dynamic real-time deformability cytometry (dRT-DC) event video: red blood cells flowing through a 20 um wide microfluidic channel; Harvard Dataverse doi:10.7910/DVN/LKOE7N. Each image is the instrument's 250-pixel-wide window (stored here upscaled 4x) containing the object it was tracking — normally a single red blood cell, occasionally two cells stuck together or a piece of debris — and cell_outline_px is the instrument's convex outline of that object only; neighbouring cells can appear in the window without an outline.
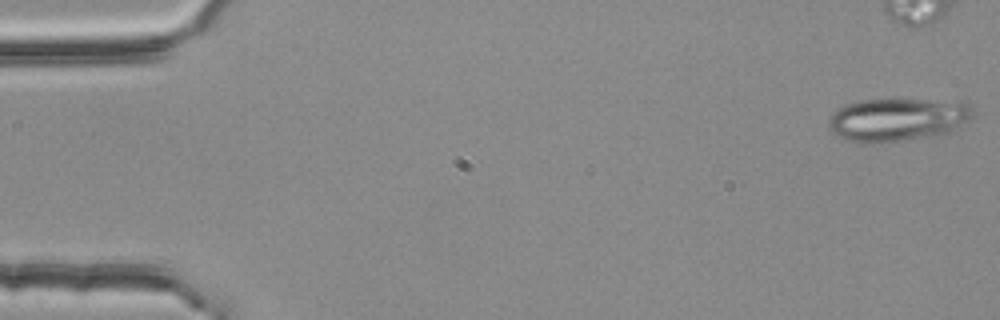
{"species": "common noctule bat (a hibernating species)", "species_latin": "Nyctalus noctula", "temperature_condition": "room temperature", "stored_images_in_passage": 43, "camera_frame_rate_fps": 3000, "um_per_image_px": 0.085, "animal": {"sex": "female", "body_mass_g": 25.1}, "frame": {"image": 1, "passage_image": 1, "time_ms": 0.0, "image_size_px": [1000, 320], "cell_outline_px": [[972, 116], [968, 120], [952, 132], [928, 136], [872, 144], [848, 140], [832, 132], [828, 128], [828, 120], [832, 112], [848, 104], [864, 100], [964, 100], [968, 104], [972, 112]], "centroid_in_image_um": [76.3, 10.16], "position_along_channel_um": 8.7, "area_um2": 36.01}, "authors_computed_cell_mechanics": {"area_um2": 21.8484, "velocity_mm_per_s": 3.7845, "shape_relaxation_time_tau1_ms": 5.6118, "shape_relaxation_time_tau2_ms": 5.9585, "deformation_change_tau1": 0.1714, "deformation_change_tau2": 0.1347}}